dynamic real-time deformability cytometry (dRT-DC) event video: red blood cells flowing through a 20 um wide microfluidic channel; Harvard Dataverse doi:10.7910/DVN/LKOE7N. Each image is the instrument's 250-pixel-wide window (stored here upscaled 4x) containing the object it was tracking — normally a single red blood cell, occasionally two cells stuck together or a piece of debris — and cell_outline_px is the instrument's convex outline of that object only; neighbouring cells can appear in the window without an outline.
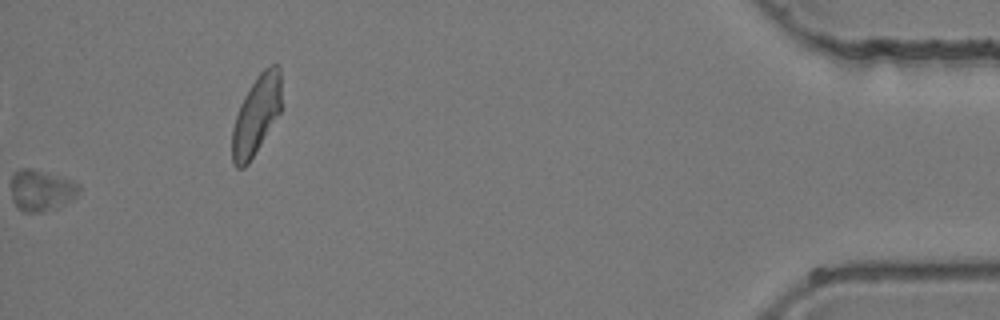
{"species": "common noctule bat (a hibernating species)", "species_latin": "Nyctalus noctula", "temperature_condition": "room temperature", "stored_images_in_passage": 45, "camera_frame_rate_fps": 3000, "um_per_image_px": 0.085, "animal": {"sex": "female", "body_mass_g": 24.6, "forearm_length_mm": 56.2}, "frame": {"image": 1, "passage_image": 45, "time_ms": 14.667, "image_size_px": [1000, 320], "cell_outline_px": [[280, 112], [248, 164], [244, 168], [236, 168], [232, 160], [232, 128], [240, 104], [244, 96], [256, 76], [264, 68], [272, 64], [276, 64], [280, 68]], "centroid_in_image_um": [21.76, 9.79], "position_along_channel_um": 413.4, "area_um2": 22.37}}